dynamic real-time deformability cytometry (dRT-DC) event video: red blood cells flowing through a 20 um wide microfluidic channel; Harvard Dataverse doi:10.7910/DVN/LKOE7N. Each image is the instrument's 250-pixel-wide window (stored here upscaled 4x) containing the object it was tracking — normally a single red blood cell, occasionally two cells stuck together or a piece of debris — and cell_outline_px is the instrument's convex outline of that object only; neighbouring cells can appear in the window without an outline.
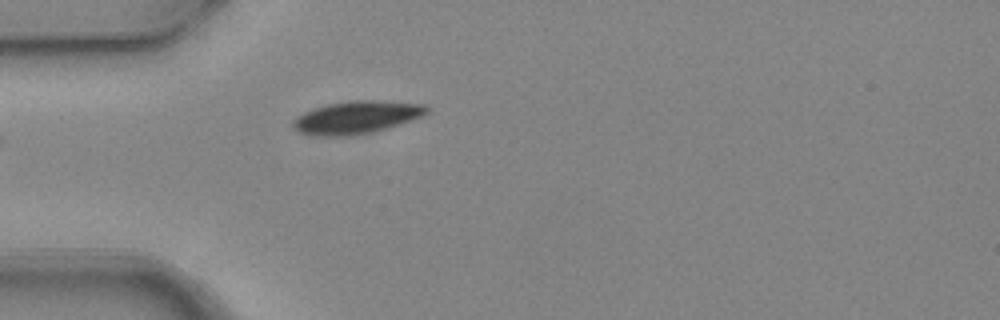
{"species": "common noctule bat (a hibernating species)", "species_latin": "Nyctalus noctula", "temperature_condition": "warm", "stored_images_in_passage": 4, "camera_frame_rate_fps": 3000, "um_per_image_px": 0.085, "animal": {"sex": "female", "body_mass_g": 24.6, "forearm_length_mm": 56.2}, "frame": {"image": 1, "passage_image": 4, "time_ms": 1.0, "image_size_px": [1000, 320], "cell_outline_px": [[428, 112], [424, 116], [400, 124], [368, 132], [344, 136], [324, 136], [296, 132], [292, 128], [292, 120], [296, 116], [304, 112], [328, 104], [356, 100], [384, 100], [424, 104], [428, 108]], "centroid_in_image_um": [30.3, 9.96], "position_along_channel_um": 54.7, "area_um2": 25.32}}